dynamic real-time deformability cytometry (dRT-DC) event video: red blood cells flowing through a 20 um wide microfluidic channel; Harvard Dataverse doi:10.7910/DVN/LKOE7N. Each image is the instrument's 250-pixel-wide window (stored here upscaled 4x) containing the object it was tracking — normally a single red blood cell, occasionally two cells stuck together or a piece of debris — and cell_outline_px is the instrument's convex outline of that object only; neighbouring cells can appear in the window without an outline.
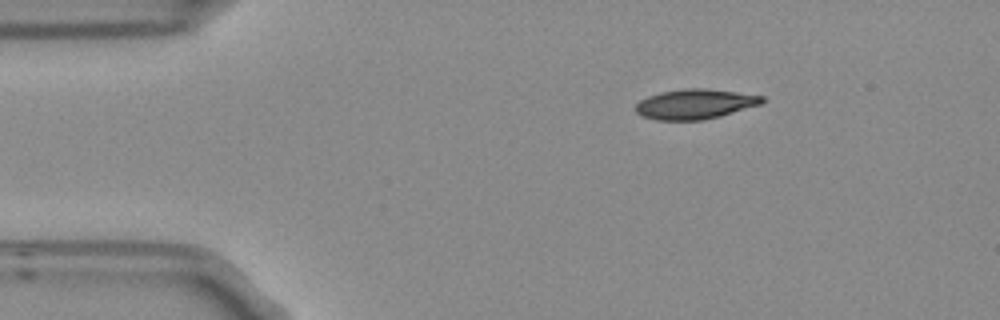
{"species": "Egyptian fruit bat (a non-hibernating species)", "species_latin": "Rousettus aegyptiacus", "temperature_condition": "room temperature", "stored_images_in_passage": 3, "camera_frame_rate_fps": 3000, "um_per_image_px": 0.085, "frame": {"image": 1, "passage_image": 1, "time_ms": 0.0, "image_size_px": [1000, 320], "cell_outline_px": [[764, 100], [760, 104], [720, 116], [704, 120], [656, 120], [644, 116], [636, 112], [636, 104], [640, 100], [648, 96], [660, 92], [684, 88], [704, 88], [736, 92], [764, 96]], "centroid_in_image_um": [59.06, 8.84], "position_along_channel_um": 25.9, "area_um2": 21.91}}
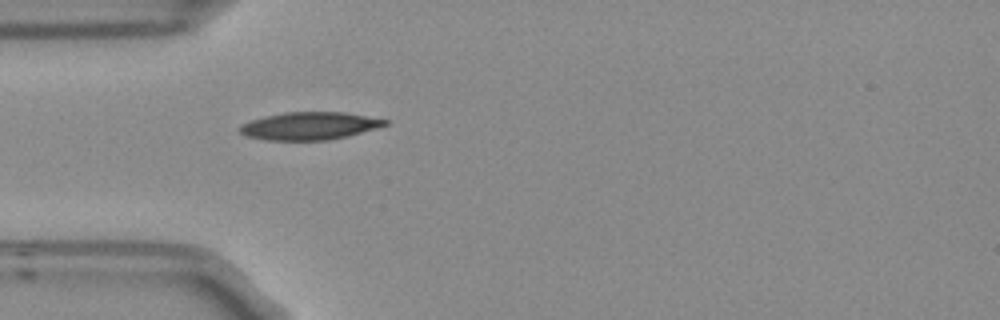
{"frame": {"image": 2, "passage_image": 3, "time_ms": 0.667, "image_size_px": [1000, 320], "cell_outline_px": [[388, 124], [376, 128], [348, 136], [328, 140], [264, 140], [244, 136], [240, 132], [240, 124], [264, 116], [284, 112], [344, 112], [388, 120]], "centroid_in_image_um": [26.27, 10.7], "position_along_channel_um": 58.7, "area_um2": 23.41}}